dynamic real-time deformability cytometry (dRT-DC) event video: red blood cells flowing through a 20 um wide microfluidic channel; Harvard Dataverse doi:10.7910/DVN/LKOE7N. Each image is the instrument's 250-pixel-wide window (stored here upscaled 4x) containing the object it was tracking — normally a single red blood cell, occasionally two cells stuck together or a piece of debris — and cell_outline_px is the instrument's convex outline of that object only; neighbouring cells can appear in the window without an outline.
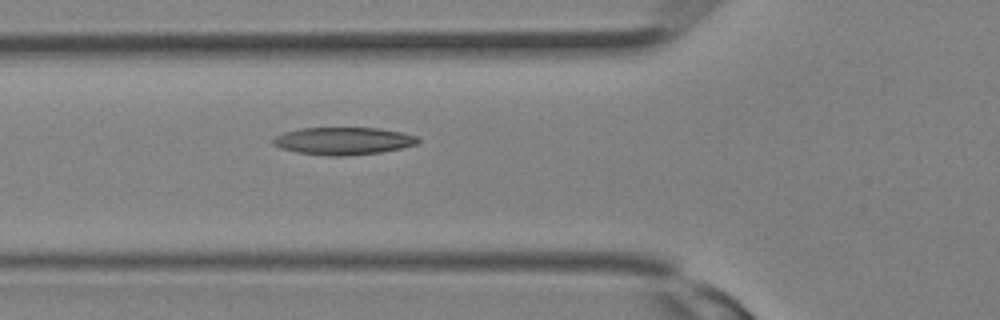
{"species": "Egyptian fruit bat (a non-hibernating species)", "species_latin": "Rousettus aegyptiacus", "temperature_condition": "room temperature", "stored_images_in_passage": 11, "camera_frame_rate_fps": 3000, "um_per_image_px": 0.085, "animal": {"sex": "female"}, "frame": {"image": 1, "passage_image": 11, "time_ms": 3.333, "image_size_px": [1000, 320], "cell_outline_px": [[420, 140], [416, 144], [400, 148], [380, 152], [348, 156], [328, 156], [296, 152], [280, 148], [272, 144], [272, 140], [276, 136], [284, 132], [300, 128], [380, 128], [400, 132], [416, 136]], "centroid_in_image_um": [29.14, 11.98], "position_along_channel_um": 96.7, "area_um2": 23.18}}